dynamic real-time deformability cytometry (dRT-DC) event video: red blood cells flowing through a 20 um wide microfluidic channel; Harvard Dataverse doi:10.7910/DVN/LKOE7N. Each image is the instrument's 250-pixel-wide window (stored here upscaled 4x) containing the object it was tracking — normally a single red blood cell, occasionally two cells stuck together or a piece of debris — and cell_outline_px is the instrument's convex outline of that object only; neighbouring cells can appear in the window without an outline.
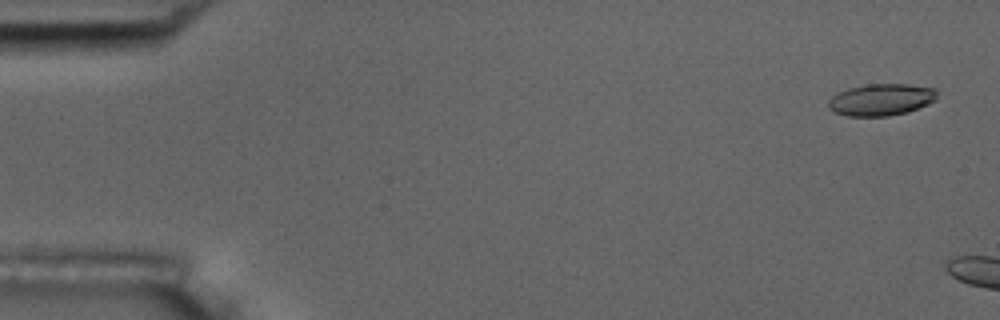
{"species": "common noctule bat (a hibernating species)", "species_latin": "Nyctalus noctula", "temperature_condition": "room temperature", "stored_images_in_passage": 3, "camera_frame_rate_fps": 3000, "um_per_image_px": 0.085, "animal": {"sex": "male", "body_mass_g": 17.5, "forearm_length_mm": 52.3}, "frame": {"image": 1, "passage_image": 1, "time_ms": 0.0, "image_size_px": [1000, 320], "cell_outline_px": [[936, 100], [928, 104], [908, 112], [888, 116], [848, 116], [836, 112], [828, 108], [828, 100], [832, 96], [848, 88], [868, 84], [908, 84], [936, 88]], "centroid_in_image_um": [74.91, 8.47], "position_along_channel_um": 10.1, "area_um2": 20.17}}